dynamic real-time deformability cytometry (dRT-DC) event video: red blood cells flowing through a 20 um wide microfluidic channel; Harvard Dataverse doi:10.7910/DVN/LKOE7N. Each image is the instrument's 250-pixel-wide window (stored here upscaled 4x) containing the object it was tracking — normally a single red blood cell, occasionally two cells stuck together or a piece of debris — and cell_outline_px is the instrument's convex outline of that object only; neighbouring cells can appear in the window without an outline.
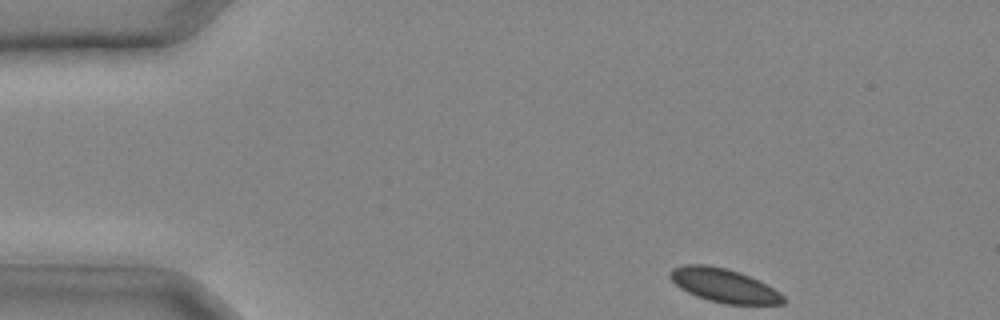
{"species": "common noctule bat (a hibernating species)", "species_latin": "Nyctalus noctula", "temperature_condition": "cold", "stored_images_in_passage": 29, "camera_frame_rate_fps": 3000, "um_per_image_px": 0.085, "animal": {"sex": "male", "body_mass_g": 20.4}, "frame": {"image": 1, "passage_image": 1, "time_ms": 0.0, "image_size_px": [1000, 320], "cell_outline_px": [[784, 304], [724, 304], [708, 300], [696, 296], [680, 288], [668, 276], [668, 272], [672, 268], [684, 264], [708, 264], [728, 268], [740, 272], [780, 292], [784, 296]], "centroid_in_image_um": [61.48, 24.25], "position_along_channel_um": 23.5, "area_um2": 22.25}}
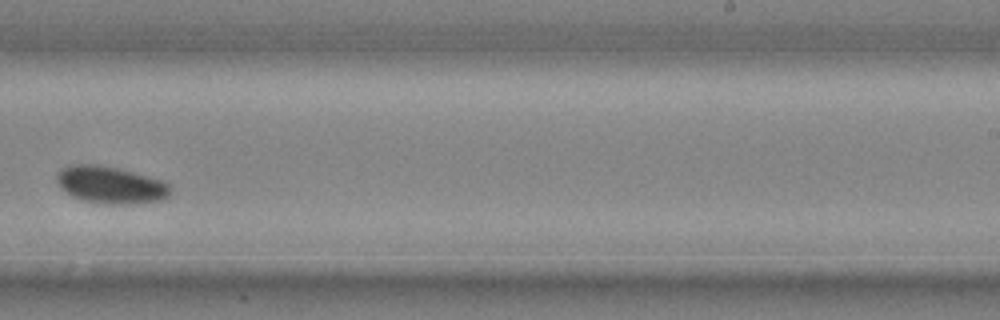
{"frame": {"image": 2, "passage_image": 18, "time_ms": 5.667, "image_size_px": [1000, 320], "cell_outline_px": [[172, 192], [164, 200], [128, 204], [104, 204], [84, 200], [72, 196], [60, 188], [56, 180], [56, 176], [68, 164], [100, 164], [120, 168], [160, 180], [168, 184], [172, 188]], "centroid_in_image_um": [9.41, 15.71], "position_along_channel_um": 279.6, "area_um2": 24.74}}
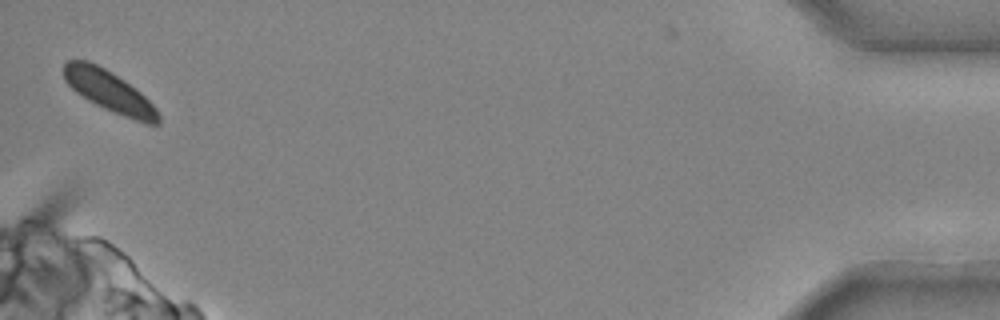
{"frame": {"image": 3, "passage_image": 29, "time_ms": 9.333, "image_size_px": [1000, 320], "cell_outline_px": [[160, 124], [144, 124], [104, 108], [88, 100], [76, 92], [64, 80], [64, 64], [68, 60], [88, 60], [104, 68], [124, 80], [140, 92], [156, 108], [160, 116]], "centroid_in_image_um": [9.29, 7.77], "position_along_channel_um": 425.9, "area_um2": 22.37}}